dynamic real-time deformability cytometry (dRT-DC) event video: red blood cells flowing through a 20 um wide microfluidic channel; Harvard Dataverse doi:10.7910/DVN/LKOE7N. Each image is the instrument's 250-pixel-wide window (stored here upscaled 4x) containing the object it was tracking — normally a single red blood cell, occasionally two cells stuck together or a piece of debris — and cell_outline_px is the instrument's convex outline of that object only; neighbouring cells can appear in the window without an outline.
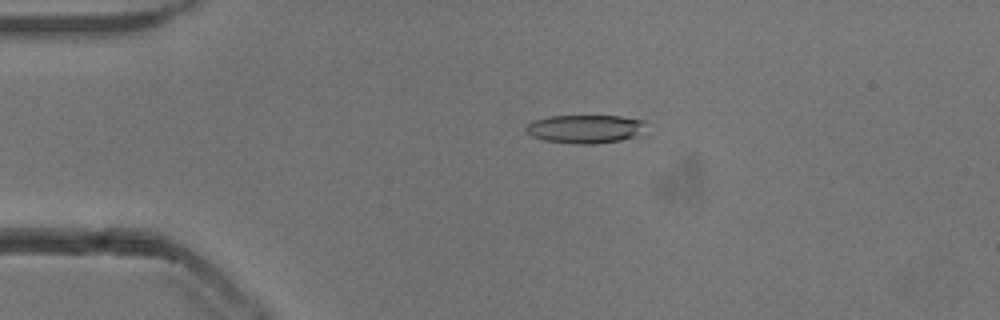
{"species": "common noctule bat (a hibernating species)", "species_latin": "Nyctalus noctula", "temperature_condition": "cold", "stored_images_in_passage": 54, "camera_frame_rate_fps": 3000, "um_per_image_px": 0.085, "animal": {"sex": "male", "body_mass_g": 13.3}, "frame": {"image": 1, "passage_image": 12, "time_ms": 3.667, "image_size_px": [1000, 320], "cell_outline_px": [[644, 120], [636, 132], [632, 136], [620, 140], [596, 144], [572, 144], [544, 140], [532, 136], [524, 128], [532, 120], [548, 116], [620, 116]], "centroid_in_image_um": [49.59, 10.95], "position_along_channel_um": 35.4, "area_um2": 19.42}}
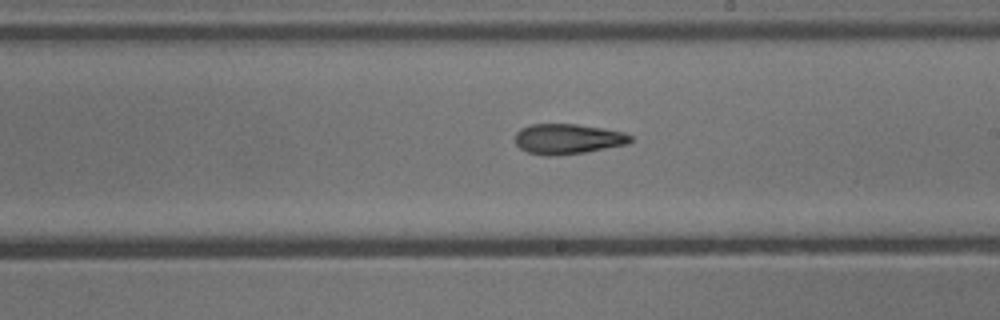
{"frame": {"image": 2, "passage_image": 31, "time_ms": 10.0, "image_size_px": [1000, 320], "cell_outline_px": [[632, 140], [628, 144], [584, 152], [552, 156], [544, 156], [528, 152], [520, 148], [516, 144], [516, 132], [520, 128], [532, 124], [576, 124], [604, 128], [624, 132], [632, 136]], "centroid_in_image_um": [48.26, 11.8], "position_along_channel_um": 240.7, "area_um2": 20.35}}
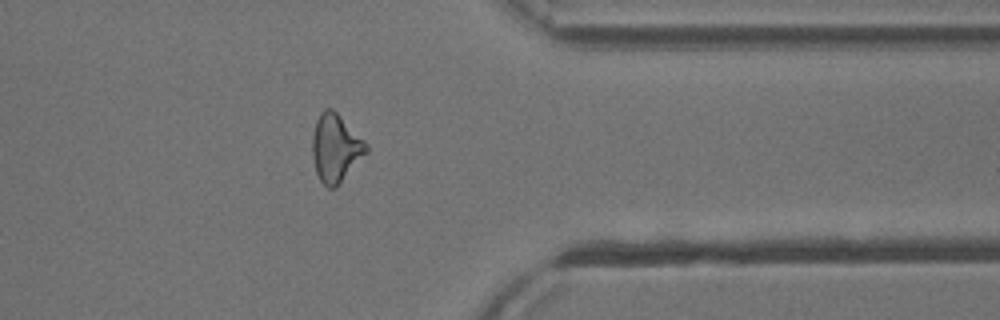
{"frame": {"image": 3, "passage_image": 43, "time_ms": 14.0, "image_size_px": [1000, 320], "cell_outline_px": [[368, 152], [336, 188], [328, 188], [320, 180], [316, 172], [312, 156], [312, 136], [316, 120], [320, 112], [324, 108], [332, 108], [368, 144]], "centroid_in_image_um": [28.52, 12.59], "position_along_channel_um": 382.9, "area_um2": 21.39}, "authors_computed_cell_mechanics": {"area_um2": 20.6924, "velocity_mm_per_s": 3.8665, "shape_relaxation_time_tau1_ms": null, "shape_relaxation_time_tau2_ms": 7.091, "deformation_change_tau1": null, "deformation_change_tau2": 0.206}}